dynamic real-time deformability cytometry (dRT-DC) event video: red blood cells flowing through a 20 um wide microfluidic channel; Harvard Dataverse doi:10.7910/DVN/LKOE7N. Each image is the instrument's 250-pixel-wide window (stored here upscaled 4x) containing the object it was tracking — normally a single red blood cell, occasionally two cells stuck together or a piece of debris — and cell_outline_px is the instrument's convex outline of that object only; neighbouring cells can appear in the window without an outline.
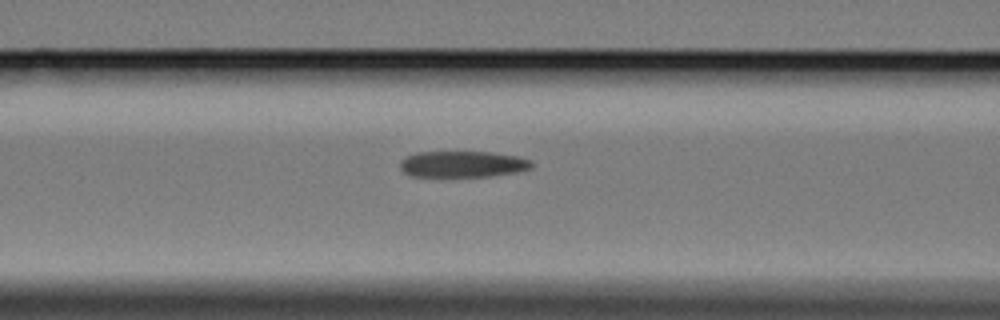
{"species": "Egyptian fruit bat (a non-hibernating species)", "species_latin": "Rousettus aegyptiacus", "temperature_condition": "cold", "stored_images_in_passage": 7, "segment_of_instrument_passage": [2, 2], "camera_frame_rate_fps": 3000, "um_per_image_px": 0.085, "animal": {"sex": "female"}, "frame": {"image": 1, "passage_image": 7, "time_ms": 8.0, "image_size_px": [1000, 320], "cell_outline_px": [[532, 168], [516, 172], [488, 176], [412, 176], [404, 172], [400, 168], [400, 160], [404, 156], [416, 152], [492, 152], [516, 156], [532, 160]], "centroid_in_image_um": [39.3, 13.94], "position_along_channel_um": 127.3, "area_um2": 20.11}}